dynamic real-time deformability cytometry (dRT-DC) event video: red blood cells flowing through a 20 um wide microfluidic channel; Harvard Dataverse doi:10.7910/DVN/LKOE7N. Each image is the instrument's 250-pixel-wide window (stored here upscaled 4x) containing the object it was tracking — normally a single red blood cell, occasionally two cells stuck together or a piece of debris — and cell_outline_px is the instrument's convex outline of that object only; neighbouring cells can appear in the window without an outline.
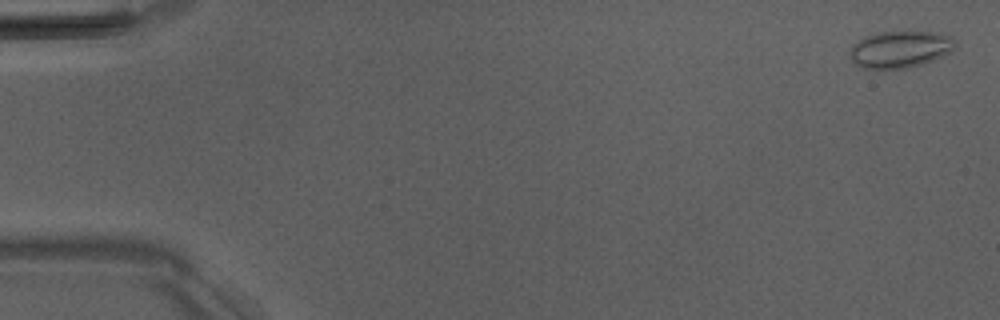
{"species": "Egyptian fruit bat (a non-hibernating species)", "species_latin": "Rousettus aegyptiacus", "temperature_condition": "room temperature", "stored_images_in_passage": 5, "camera_frame_rate_fps": 3000, "um_per_image_px": 0.085, "animal": {"sex": "male"}, "frame": {"image": 1, "passage_image": 1, "time_ms": 0.0, "image_size_px": [1000, 320], "cell_outline_px": [[956, 44], [952, 52], [932, 60], [920, 64], [904, 68], [860, 68], [848, 56], [848, 52], [864, 36], [880, 32], [932, 32], [952, 36], [956, 40]], "centroid_in_image_um": [76.52, 4.18], "position_along_channel_um": 8.5, "area_um2": 22.43}}